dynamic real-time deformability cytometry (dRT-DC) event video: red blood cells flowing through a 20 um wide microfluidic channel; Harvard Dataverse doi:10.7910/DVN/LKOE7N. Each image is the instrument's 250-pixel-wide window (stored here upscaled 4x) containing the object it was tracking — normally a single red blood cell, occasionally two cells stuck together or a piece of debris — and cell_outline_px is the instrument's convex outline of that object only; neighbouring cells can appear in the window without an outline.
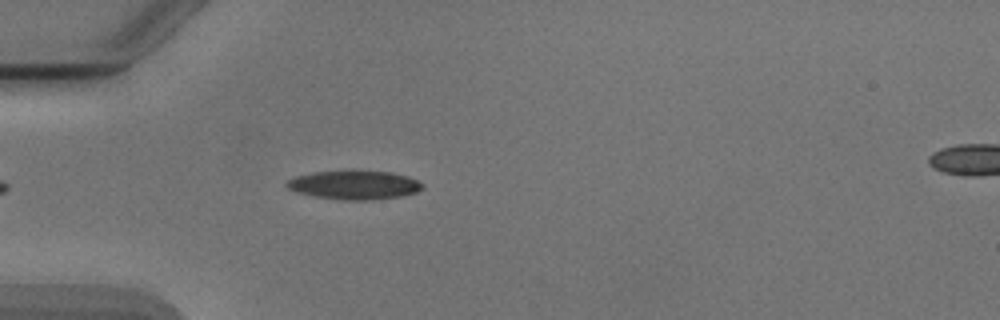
{"species": "Egyptian fruit bat (a non-hibernating species)", "species_latin": "Rousettus aegyptiacus", "temperature_condition": "cold", "stored_images_in_passage": 30, "camera_frame_rate_fps": 3000, "um_per_image_px": 0.085, "animal": {"sex": "male"}, "frame": {"image": 1, "passage_image": 5, "time_ms": 1.333, "image_size_px": [1000, 320], "cell_outline_px": [[424, 188], [416, 192], [400, 196], [360, 200], [344, 200], [316, 196], [296, 192], [288, 188], [284, 184], [288, 180], [296, 176], [316, 172], [352, 168], [392, 172], [408, 176], [424, 184]], "centroid_in_image_um": [30.12, 15.67], "position_along_channel_um": 54.9, "area_um2": 23.24}}
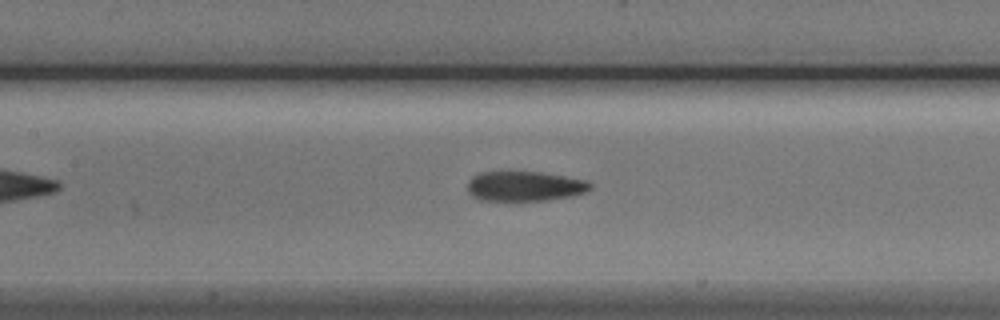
{"frame": {"image": 2, "passage_image": 14, "time_ms": 4.333, "image_size_px": [1000, 320], "cell_outline_px": [[592, 188], [584, 192], [572, 196], [544, 200], [480, 200], [472, 196], [468, 192], [468, 180], [472, 176], [480, 172], [508, 168], [540, 172], [588, 180], [592, 184]], "centroid_in_image_um": [44.54, 15.77], "position_along_channel_um": 162.9, "area_um2": 22.2}}
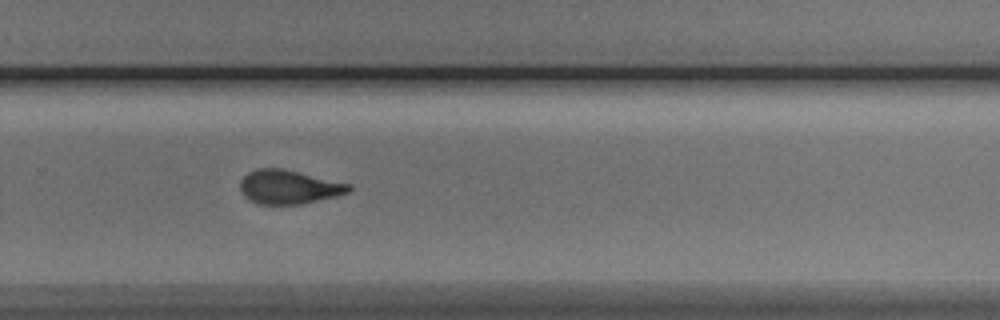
{"frame": {"image": 3, "passage_image": 25, "time_ms": 8.0, "image_size_px": [1000, 320], "cell_outline_px": [[352, 188], [348, 192], [300, 204], [260, 204], [248, 200], [244, 196], [240, 188], [240, 180], [248, 172], [256, 168], [280, 168], [352, 184]], "centroid_in_image_um": [24.5, 15.88], "position_along_channel_um": 305.3, "area_um2": 21.21}, "authors_computed_cell_mechanics": {"area_um2": 21.9351, "velocity_mm_per_s": 3.8907, "shape_relaxation_time_tau1_ms": 4.4321, "shape_relaxation_time_tau2_ms": 2.7947, "deformation_change_tau1": 0.1763, "deformation_change_tau2": 0.1033}}